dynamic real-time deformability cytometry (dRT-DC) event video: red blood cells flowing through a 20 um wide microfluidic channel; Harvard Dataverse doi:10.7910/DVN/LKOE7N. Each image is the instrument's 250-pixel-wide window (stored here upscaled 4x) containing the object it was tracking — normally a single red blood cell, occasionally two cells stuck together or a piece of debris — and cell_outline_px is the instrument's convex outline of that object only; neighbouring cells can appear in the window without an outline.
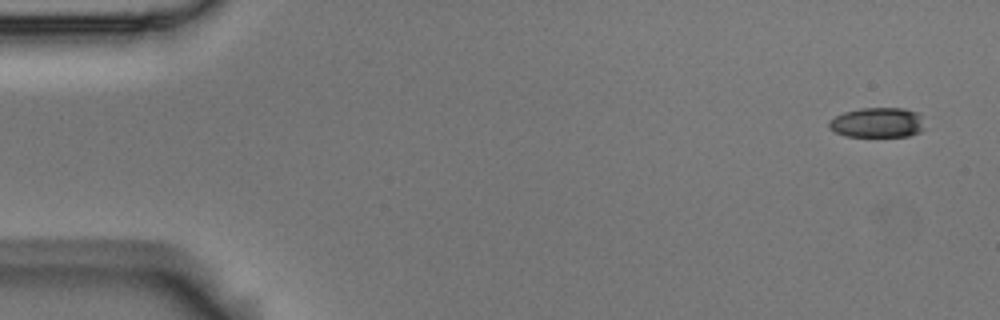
{"species": "Egyptian fruit bat (a non-hibernating species)", "species_latin": "Rousettus aegyptiacus", "temperature_condition": "room temperature", "stored_images_in_passage": 5, "camera_frame_rate_fps": 3000, "um_per_image_px": 0.085, "animal": {"sex": "male"}, "frame": {"image": 1, "passage_image": 1, "time_ms": 0.0, "image_size_px": [1000, 320], "cell_outline_px": [[924, 128], [920, 132], [908, 136], [844, 136], [828, 128], [828, 120], [844, 112], [860, 108], [904, 108], [920, 112]], "centroid_in_image_um": [74.58, 10.41], "position_along_channel_um": 10.4, "area_um2": 16.88}}
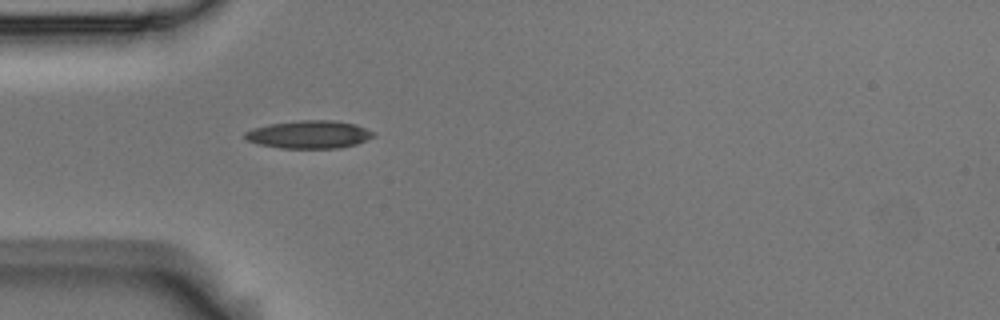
{"frame": {"image": 2, "passage_image": 5, "time_ms": 1.333, "image_size_px": [1000, 320], "cell_outline_px": [[376, 136], [356, 144], [340, 148], [280, 148], [260, 144], [248, 140], [244, 136], [244, 132], [252, 128], [268, 124], [300, 120], [332, 120], [356, 124], [376, 132]], "centroid_in_image_um": [26.31, 11.42], "position_along_channel_um": 58.7, "area_um2": 20.98}}